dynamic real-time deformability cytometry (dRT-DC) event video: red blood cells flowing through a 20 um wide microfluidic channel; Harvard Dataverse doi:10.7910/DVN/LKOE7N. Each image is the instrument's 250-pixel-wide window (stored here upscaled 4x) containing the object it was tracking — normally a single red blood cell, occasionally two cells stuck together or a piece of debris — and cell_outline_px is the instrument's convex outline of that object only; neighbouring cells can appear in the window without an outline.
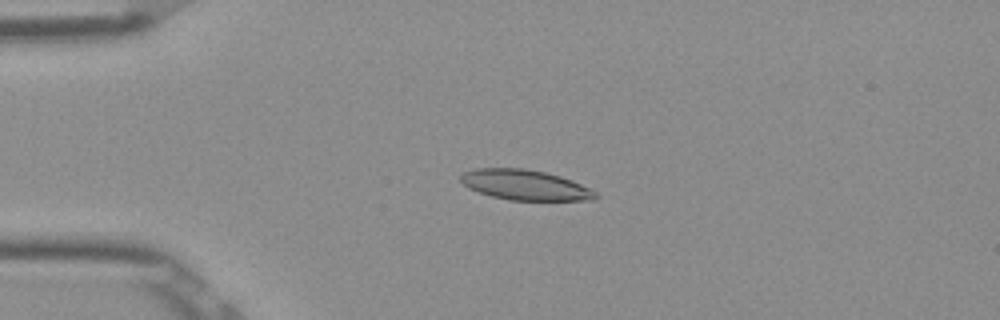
{"species": "Egyptian fruit bat (a non-hibernating species)", "species_latin": "Rousettus aegyptiacus", "temperature_condition": "room temperature", "stored_images_in_passage": 53, "camera_frame_rate_fps": 3000, "um_per_image_px": 0.085, "frame": {"image": 1, "passage_image": 13, "time_ms": 4.0, "image_size_px": [1000, 320], "cell_outline_px": [[600, 196], [596, 200], [508, 200], [492, 196], [468, 188], [460, 180], [460, 176], [464, 172], [476, 168], [524, 168], [544, 172], [560, 176], [572, 180], [596, 192]], "centroid_in_image_um": [44.64, 15.72], "position_along_channel_um": 40.4, "area_um2": 23.7}}
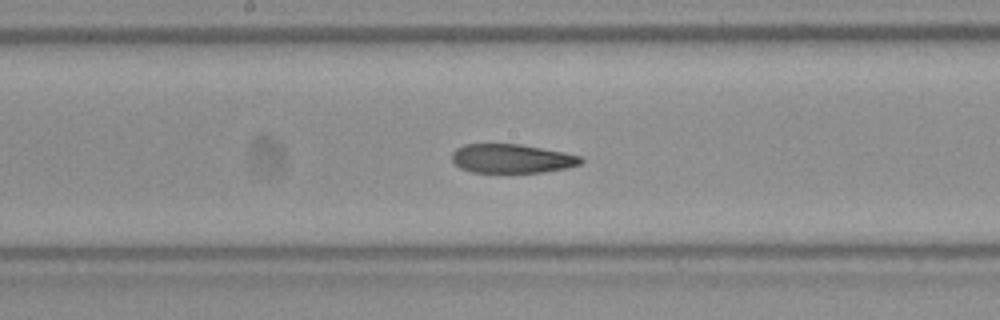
{"frame": {"image": 2, "passage_image": 28, "time_ms": 9.0, "image_size_px": [1000, 320], "cell_outline_px": [[584, 160], [580, 164], [568, 168], [540, 172], [472, 172], [460, 168], [452, 160], [452, 152], [456, 148], [464, 144], [520, 144], [564, 152], [580, 156]], "centroid_in_image_um": [43.49, 13.47], "position_along_channel_um": 204.7, "area_um2": 21.73}}
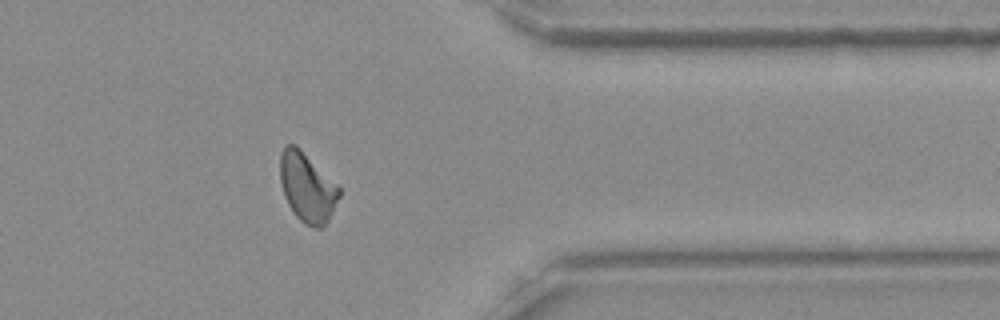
{"frame": {"image": 3, "passage_image": 43, "time_ms": 14.0, "image_size_px": [1000, 320], "cell_outline_px": [[340, 196], [328, 220], [320, 228], [316, 228], [304, 224], [296, 216], [288, 204], [284, 196], [280, 180], [280, 152], [288, 144], [296, 144], [340, 188]], "centroid_in_image_um": [26.09, 15.92], "position_along_channel_um": 385.3, "area_um2": 23.58}, "authors_computed_cell_mechanics": {"area_um2": 23.3512, "velocity_mm_per_s": 3.8744, "shape_relaxation_time_tau1_ms": null, "shape_relaxation_time_tau2_ms": 5.5586, "deformation_change_tau1": null, "deformation_change_tau2": 0.1099}}